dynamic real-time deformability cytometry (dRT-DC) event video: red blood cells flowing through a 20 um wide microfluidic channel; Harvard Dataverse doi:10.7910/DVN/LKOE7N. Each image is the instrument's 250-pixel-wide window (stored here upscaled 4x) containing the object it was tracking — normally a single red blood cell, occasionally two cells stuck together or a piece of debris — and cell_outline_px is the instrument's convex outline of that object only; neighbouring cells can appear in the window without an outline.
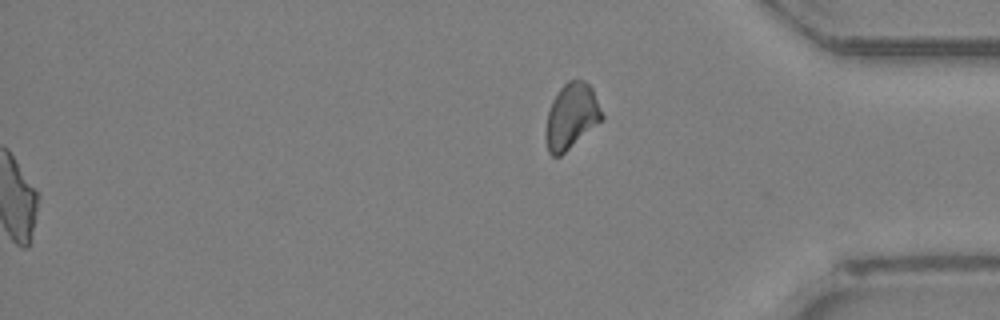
{"species": "Egyptian fruit bat (a non-hibernating species)", "species_latin": "Rousettus aegyptiacus", "temperature_condition": "room temperature", "stored_images_in_passage": 35, "segment_of_instrument_passage": [2, 2], "camera_frame_rate_fps": 3000, "um_per_image_px": 0.085, "animal": {"sex": "female"}, "frame": {"image": 1, "passage_image": 35, "time_ms": 11.333, "image_size_px": [1000, 320], "cell_outline_px": [[604, 120], [560, 156], [552, 156], [548, 152], [544, 140], [544, 136], [548, 112], [552, 100], [560, 88], [568, 80], [584, 80], [592, 88], [604, 116]], "centroid_in_image_um": [48.56, 9.9], "position_along_channel_um": 386.6, "area_um2": 21.68}}